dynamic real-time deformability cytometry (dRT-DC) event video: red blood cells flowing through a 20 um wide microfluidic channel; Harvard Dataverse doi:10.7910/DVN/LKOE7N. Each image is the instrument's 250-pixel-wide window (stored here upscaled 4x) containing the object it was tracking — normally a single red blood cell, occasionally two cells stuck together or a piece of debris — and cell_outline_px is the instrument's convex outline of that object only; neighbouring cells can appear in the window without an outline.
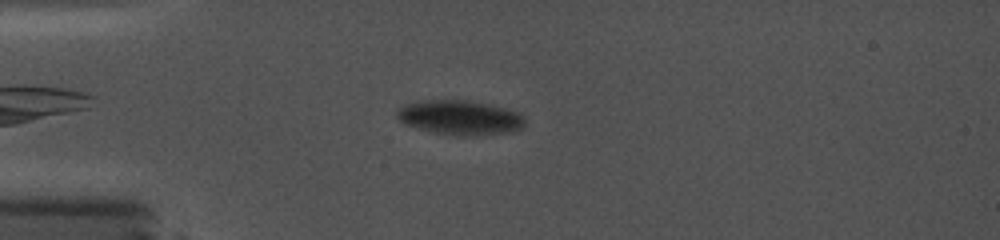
{"species": "common noctule bat (a hibernating species)", "species_latin": "Nyctalus noctula", "temperature_condition": "cold", "stored_images_in_passage": 64, "camera_frame_rate_fps": 5000, "um_per_image_px": 0.085, "animal": {"sex": "female", "body_mass_g": 19.0, "forearm_length_mm": 56.7}, "frame": {"image": 1, "passage_image": 1, "time_ms": 0.0, "image_size_px": [1000, 240], "cell_outline_px": [[524, 128], [512, 132], [480, 136], [456, 136], [432, 132], [404, 124], [396, 116], [396, 112], [400, 108], [408, 104], [420, 100], [468, 100], [492, 104], [520, 112], [524, 116]], "centroid_in_image_um": [39.16, 10.0], "position_along_channel_um": 45.8, "area_um2": 26.24}}
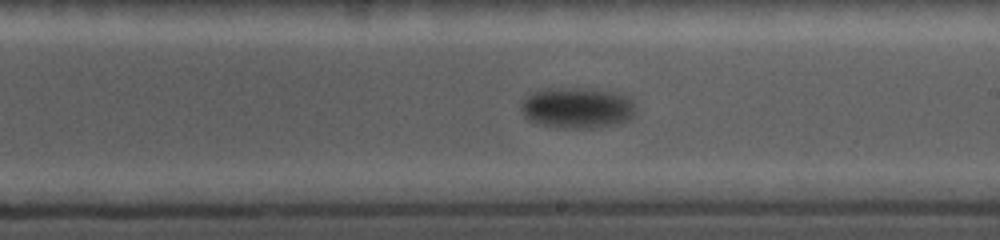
{"frame": {"image": 2, "passage_image": 30, "time_ms": 6.2, "image_size_px": [1000, 240], "cell_outline_px": [[632, 116], [628, 120], [616, 124], [592, 128], [564, 128], [540, 124], [524, 116], [520, 108], [520, 104], [532, 92], [544, 88], [592, 88], [628, 96], [632, 100]], "centroid_in_image_um": [49.02, 9.16], "position_along_channel_um": 240.0, "area_um2": 27.11}}
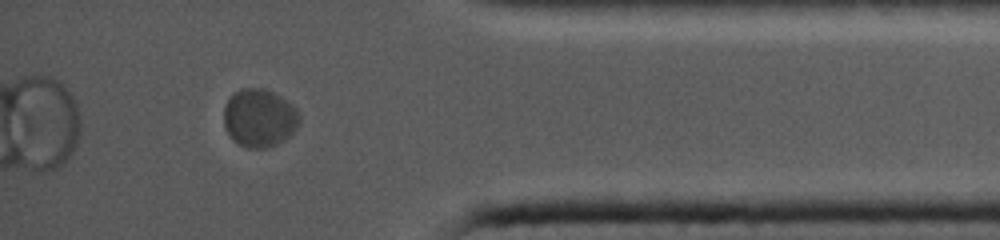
{"frame": {"image": 3, "passage_image": 54, "time_ms": 11.4, "image_size_px": [1000, 240], "cell_outline_px": [[300, 120], [296, 128], [284, 140], [276, 144], [264, 148], [248, 148], [240, 144], [228, 132], [224, 124], [224, 108], [228, 100], [240, 88], [264, 88], [288, 100], [296, 108], [300, 116]], "centroid_in_image_um": [22.07, 10.01], "position_along_channel_um": 413.1, "area_um2": 25.32}}